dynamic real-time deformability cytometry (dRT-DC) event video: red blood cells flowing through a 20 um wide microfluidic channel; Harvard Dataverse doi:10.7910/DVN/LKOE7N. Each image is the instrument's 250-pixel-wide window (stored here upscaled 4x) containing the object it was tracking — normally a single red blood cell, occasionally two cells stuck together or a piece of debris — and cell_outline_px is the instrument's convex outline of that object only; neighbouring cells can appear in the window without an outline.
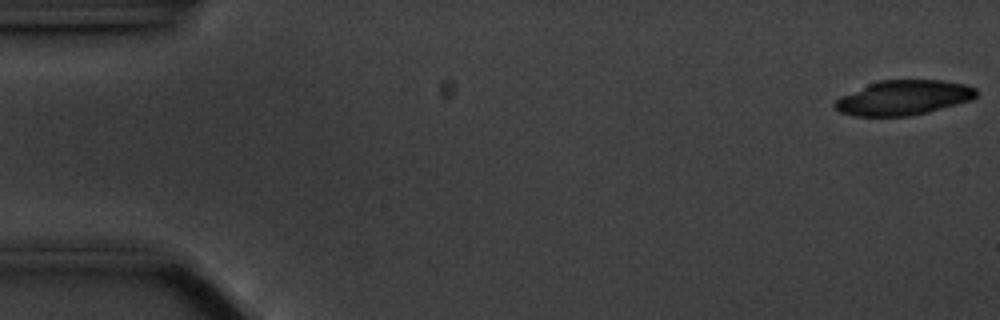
{"species": "common noctule bat (a hibernating species)", "species_latin": "Nyctalus noctula", "temperature_condition": "cold", "stored_images_in_passage": 55, "camera_frame_rate_fps": 3000, "um_per_image_px": 0.085, "animal": {"sex": "male", "body_mass_g": 20.1, "forearm_length_mm": 53.5}, "frame": {"image": 1, "passage_image": 1, "time_ms": 0.0, "image_size_px": [1000, 320], "cell_outline_px": [[976, 96], [972, 100], [928, 112], [912, 116], [852, 116], [840, 112], [832, 104], [840, 96], [868, 84], [880, 80], [944, 80], [964, 84], [976, 88]], "centroid_in_image_um": [76.79, 8.31], "position_along_channel_um": 8.2, "area_um2": 28.73}}